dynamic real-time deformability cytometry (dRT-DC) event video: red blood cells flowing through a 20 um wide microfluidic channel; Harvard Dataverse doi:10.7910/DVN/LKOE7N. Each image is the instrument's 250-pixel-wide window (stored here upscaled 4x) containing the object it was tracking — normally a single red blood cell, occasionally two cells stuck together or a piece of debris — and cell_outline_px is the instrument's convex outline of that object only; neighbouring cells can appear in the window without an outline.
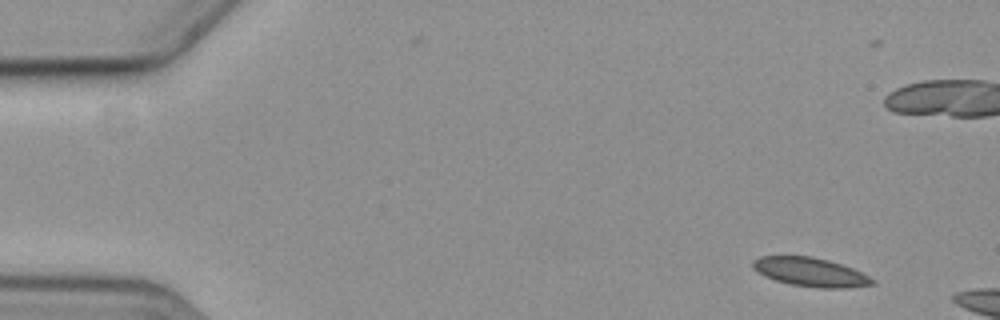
{"species": "common noctule bat (a hibernating species)", "species_latin": "Nyctalus noctula", "temperature_condition": "cold", "stored_images_in_passage": 5, "camera_frame_rate_fps": 3000, "um_per_image_px": 0.085, "animal": {"sex": "female", "body_mass_g": 19.3, "forearm_length_mm": 54.1}, "frame": {"image": 1, "passage_image": 2, "time_ms": 1.0, "image_size_px": [1000, 320], "cell_outline_px": [[876, 284], [848, 288], [816, 288], [788, 284], [764, 276], [756, 272], [752, 268], [752, 260], [760, 256], [812, 256], [828, 260], [852, 268], [876, 280]], "centroid_in_image_um": [68.86, 23.13], "position_along_channel_um": 16.1, "area_um2": 20.29}}
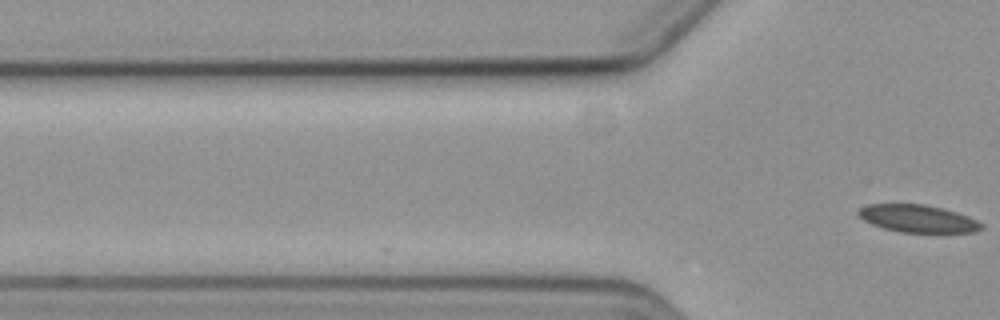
{"frame": {"image": 2, "passage_image": 5, "time_ms": 4.667, "image_size_px": [1000, 320], "cell_outline_px": [[984, 228], [976, 232], [900, 232], [884, 228], [872, 224], [864, 220], [856, 212], [860, 208], [868, 204], [924, 204], [956, 212], [968, 216], [984, 224]], "centroid_in_image_um": [78.03, 18.58], "position_along_channel_um": 47.8, "area_um2": 19.59}}